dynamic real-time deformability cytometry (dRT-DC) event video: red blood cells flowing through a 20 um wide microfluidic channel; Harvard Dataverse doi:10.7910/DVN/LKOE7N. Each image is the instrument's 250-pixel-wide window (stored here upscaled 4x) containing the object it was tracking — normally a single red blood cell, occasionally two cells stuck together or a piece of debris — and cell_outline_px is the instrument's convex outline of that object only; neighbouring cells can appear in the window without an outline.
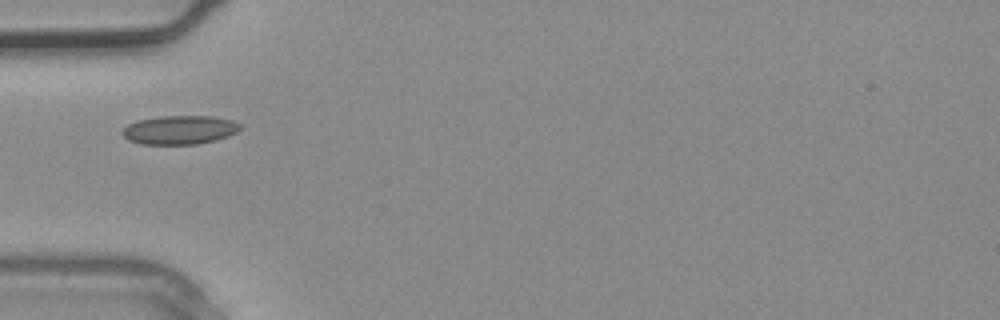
{"species": "common noctule bat (a hibernating species)", "species_latin": "Nyctalus noctula", "temperature_condition": "warm", "stored_images_in_passage": 3, "camera_frame_rate_fps": 3000, "um_per_image_px": 0.085, "animal": {"sex": "male", "body_mass_g": 20.4}, "frame": {"image": 1, "passage_image": 3, "time_ms": 0.667, "image_size_px": [1000, 320], "cell_outline_px": [[240, 128], [236, 132], [228, 136], [216, 140], [196, 144], [140, 144], [128, 140], [120, 132], [128, 124], [136, 120], [160, 116], [212, 116], [232, 120], [240, 124]], "centroid_in_image_um": [15.24, 11.04], "position_along_channel_um": 69.8, "area_um2": 19.83}}